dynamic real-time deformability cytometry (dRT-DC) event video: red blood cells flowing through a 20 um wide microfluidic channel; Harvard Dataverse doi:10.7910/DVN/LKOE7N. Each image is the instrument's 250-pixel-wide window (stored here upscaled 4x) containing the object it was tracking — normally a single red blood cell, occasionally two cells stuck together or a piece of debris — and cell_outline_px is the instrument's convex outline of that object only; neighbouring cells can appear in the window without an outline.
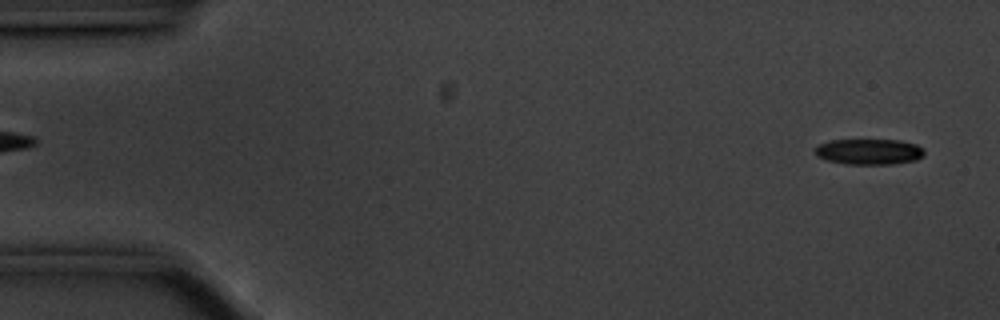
{"species": "common noctule bat (a hibernating species)", "species_latin": "Nyctalus noctula", "temperature_condition": "cold", "stored_images_in_passage": 55, "camera_frame_rate_fps": 3000, "um_per_image_px": 0.085, "animal": {"sex": "male", "body_mass_g": 20.1, "forearm_length_mm": 53.5}, "frame": {"image": 1, "passage_image": 2, "time_ms": 0.333, "image_size_px": [1000, 320], "cell_outline_px": [[924, 156], [916, 160], [892, 164], [844, 164], [828, 160], [816, 156], [812, 148], [816, 144], [828, 140], [900, 140], [916, 144], [924, 148]], "centroid_in_image_um": [73.82, 12.88], "position_along_channel_um": 11.2, "area_um2": 16.7}}
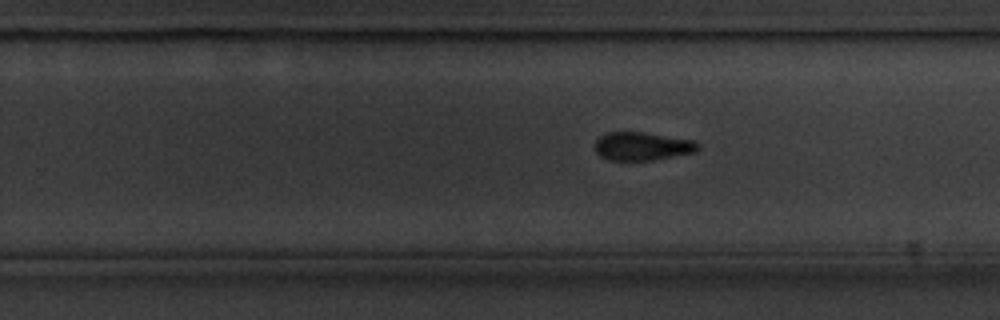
{"frame": {"image": 2, "passage_image": 34, "time_ms": 11.0, "image_size_px": [1000, 320], "cell_outline_px": [[700, 148], [696, 152], [652, 160], [608, 160], [600, 156], [596, 152], [596, 140], [600, 136], [608, 132], [644, 132], [692, 140], [700, 144]], "centroid_in_image_um": [54.6, 12.43], "position_along_channel_um": 275.2, "area_um2": 16.94}}
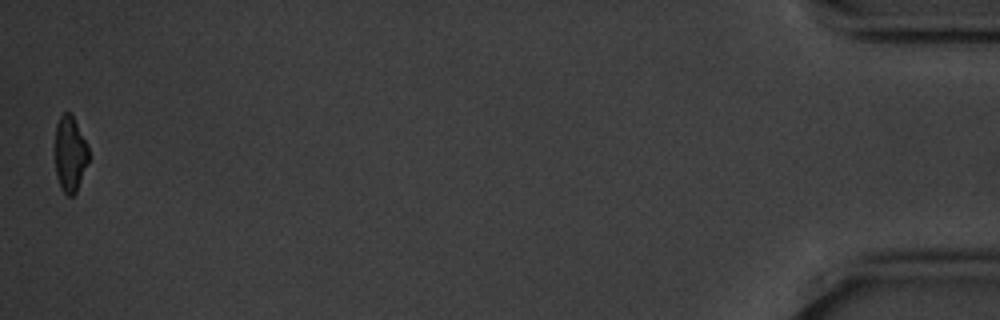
{"frame": {"image": 3, "passage_image": 55, "time_ms": 18.0, "image_size_px": [1000, 320], "cell_outline_px": [[88, 160], [76, 192], [72, 196], [68, 196], [60, 188], [56, 176], [56, 124], [60, 116], [64, 112], [72, 112], [88, 148]], "centroid_in_image_um": [5.94, 13.07], "position_along_channel_um": 429.3, "area_um2": 14.62}, "authors_computed_cell_mechanics": {"area_um2": 17.1088, "velocity_mm_per_s": 3.5536, "shape_relaxation_time_tau1_ms": 2.6529, "shape_relaxation_time_tau2_ms": null, "deformation_change_tau1": 0.1102, "deformation_change_tau2": null}}